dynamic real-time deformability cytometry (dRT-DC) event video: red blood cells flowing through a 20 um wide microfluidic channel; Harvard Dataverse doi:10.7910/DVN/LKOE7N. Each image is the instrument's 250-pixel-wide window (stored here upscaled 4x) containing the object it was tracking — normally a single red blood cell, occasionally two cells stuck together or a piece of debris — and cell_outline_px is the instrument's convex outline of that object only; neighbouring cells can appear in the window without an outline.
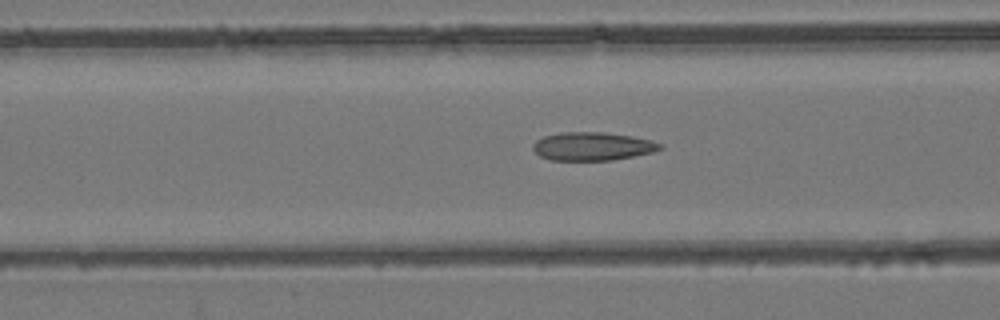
{"species": "common noctule bat (a hibernating species)", "species_latin": "Nyctalus noctula", "temperature_condition": "room temperature", "stored_images_in_passage": 54, "camera_frame_rate_fps": 3000, "um_per_image_px": 0.085, "animal": {"sex": "female", "body_mass_g": 24.6, "forearm_length_mm": 56.2}, "frame": {"image": 1, "passage_image": 22, "time_ms": 7.0, "image_size_px": [1000, 320], "cell_outline_px": [[664, 148], [652, 152], [612, 160], [552, 160], [540, 156], [532, 148], [532, 144], [536, 140], [544, 136], [560, 132], [604, 132], [632, 136], [652, 140], [664, 144]], "centroid_in_image_um": [50.38, 12.43], "position_along_channel_um": 116.2, "area_um2": 21.04}}
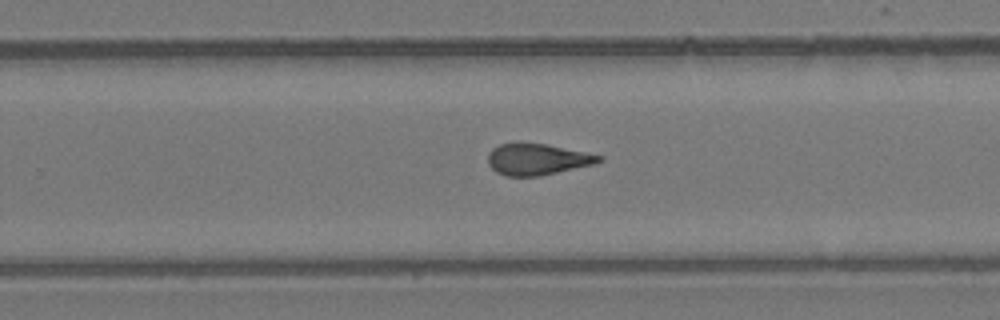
{"frame": {"image": 2, "passage_image": 35, "time_ms": 11.333, "image_size_px": [1000, 320], "cell_outline_px": [[604, 156], [600, 160], [592, 164], [540, 176], [504, 176], [496, 172], [488, 164], [488, 152], [492, 148], [500, 144], [516, 140], [544, 144]], "centroid_in_image_um": [45.56, 13.51], "position_along_channel_um": 284.2, "area_um2": 20.4}}
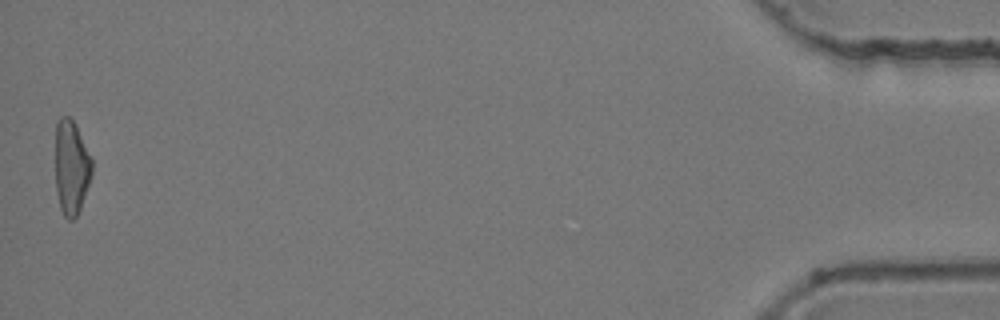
{"frame": {"image": 3, "passage_image": 54, "time_ms": 17.667, "image_size_px": [1000, 320], "cell_outline_px": [[92, 176], [80, 208], [76, 216], [72, 220], [68, 220], [64, 216], [60, 208], [56, 188], [56, 120], [60, 116], [68, 116], [76, 124], [92, 160]], "centroid_in_image_um": [6.06, 14.21], "position_along_channel_um": 429.1, "area_um2": 20.11}, "authors_computed_cell_mechanics": {"area_um2": 20.6346, "velocity_mm_per_s": 3.8682, "shape_relaxation_time_tau1_ms": null, "shape_relaxation_time_tau2_ms": 2.158, "deformation_change_tau1": null, "deformation_change_tau2": 0.1026}}